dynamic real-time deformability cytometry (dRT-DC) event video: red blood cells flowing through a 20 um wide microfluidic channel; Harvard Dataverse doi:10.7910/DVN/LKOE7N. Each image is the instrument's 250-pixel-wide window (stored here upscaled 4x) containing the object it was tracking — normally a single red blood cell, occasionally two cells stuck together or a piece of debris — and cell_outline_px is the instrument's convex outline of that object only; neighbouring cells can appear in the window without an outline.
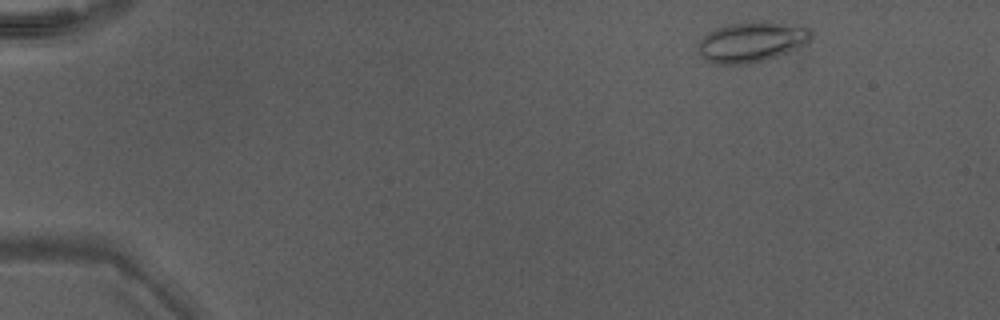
{"species": "Egyptian fruit bat (a non-hibernating species)", "species_latin": "Rousettus aegyptiacus", "temperature_condition": "warm", "stored_images_in_passage": 30, "camera_frame_rate_fps": 3000, "um_per_image_px": 0.085, "animal": {"sex": "male"}, "frame": {"image": 1, "passage_image": 2, "time_ms": 0.333, "image_size_px": [1000, 320], "cell_outline_px": [[812, 36], [808, 44], [800, 48], [768, 60], [744, 64], [716, 64], [704, 60], [700, 56], [700, 40], [708, 32], [716, 28], [728, 24], [764, 20], [808, 28], [812, 32]], "centroid_in_image_um": [63.92, 3.57], "position_along_channel_um": 21.1, "area_um2": 26.76}}
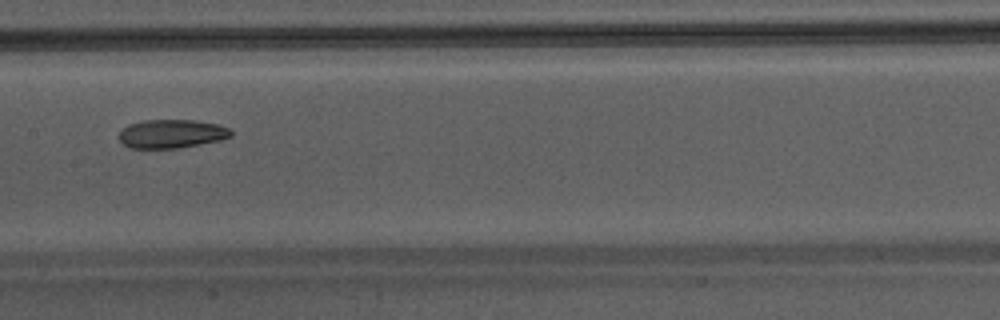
{"frame": {"image": 2, "passage_image": 22, "time_ms": 7.0, "image_size_px": [1000, 320], "cell_outline_px": [[232, 136], [220, 140], [180, 148], [128, 148], [116, 136], [128, 124], [144, 120], [196, 120], [216, 124], [228, 128], [232, 132]], "centroid_in_image_um": [14.56, 11.37], "position_along_channel_um": 192.8, "area_um2": 18.73}}
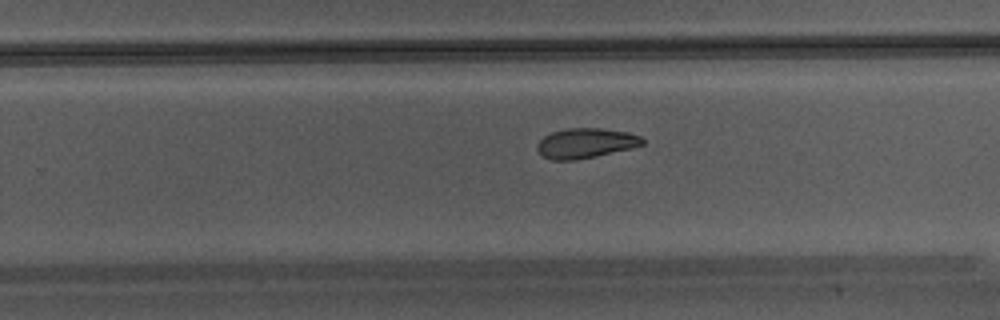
{"frame": {"image": 3, "passage_image": 28, "time_ms": 9.0, "image_size_px": [1000, 320], "cell_outline_px": [[644, 144], [632, 148], [596, 156], [576, 160], [552, 160], [544, 156], [536, 148], [536, 144], [544, 136], [552, 132], [568, 128], [600, 128], [628, 132], [640, 136], [644, 140]], "centroid_in_image_um": [49.78, 12.17], "position_along_channel_um": 280.0, "area_um2": 18.32}}